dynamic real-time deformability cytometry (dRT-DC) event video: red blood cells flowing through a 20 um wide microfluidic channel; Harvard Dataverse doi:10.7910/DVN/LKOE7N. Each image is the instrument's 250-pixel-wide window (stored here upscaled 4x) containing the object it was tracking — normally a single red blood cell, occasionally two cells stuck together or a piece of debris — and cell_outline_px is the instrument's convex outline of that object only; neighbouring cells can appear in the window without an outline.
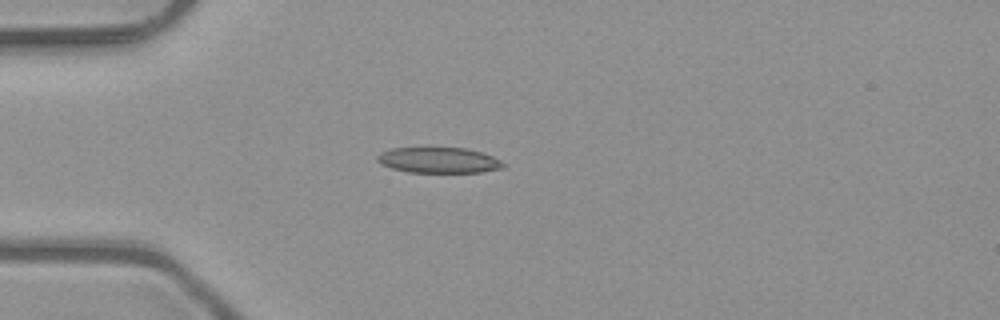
{"species": "common noctule bat (a hibernating species)", "species_latin": "Nyctalus noctula", "temperature_condition": "room temperature", "stored_images_in_passage": 5, "camera_frame_rate_fps": 3000, "um_per_image_px": 0.085, "animal": {"sex": "male", "body_mass_g": 23.1, "forearm_length_mm": 52.7}, "frame": {"image": 1, "passage_image": 5, "time_ms": 1.333, "image_size_px": [1000, 320], "cell_outline_px": [[504, 168], [480, 172], [408, 172], [392, 168], [380, 164], [376, 160], [376, 156], [392, 148], [464, 148], [480, 152], [492, 156], [500, 160], [504, 164]], "centroid_in_image_um": [37.28, 13.62], "position_along_channel_um": 47.7, "area_um2": 18.61}}